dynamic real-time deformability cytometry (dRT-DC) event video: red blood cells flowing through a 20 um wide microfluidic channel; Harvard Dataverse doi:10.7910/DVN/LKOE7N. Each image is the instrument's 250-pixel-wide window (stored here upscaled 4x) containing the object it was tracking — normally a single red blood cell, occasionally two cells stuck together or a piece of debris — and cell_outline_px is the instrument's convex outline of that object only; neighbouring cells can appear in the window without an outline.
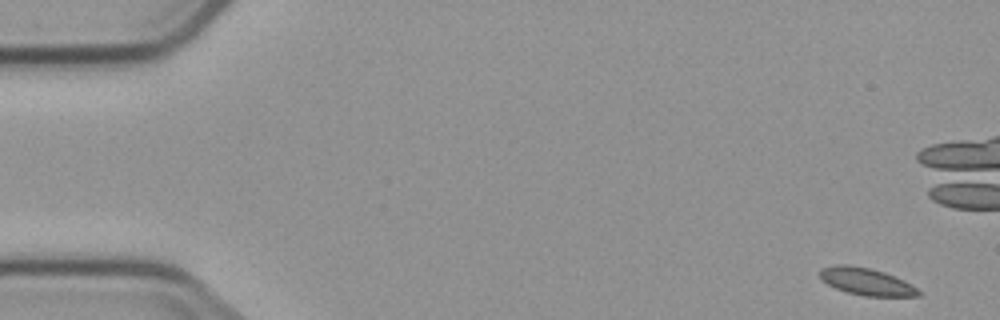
{"species": "common noctule bat (a hibernating species)", "species_latin": "Nyctalus noctula", "temperature_condition": "cold", "stored_images_in_passage": 6, "camera_frame_rate_fps": 3000, "um_per_image_px": 0.085, "animal": {"sex": "male", "body_mass_g": 23.1, "forearm_length_mm": 52.7}, "frame": {"image": 1, "passage_image": 1, "time_ms": 0.0, "image_size_px": [1000, 320], "cell_outline_px": [[924, 292], [920, 296], [864, 296], [848, 292], [836, 288], [820, 280], [820, 268], [840, 264], [844, 264], [868, 268], [884, 272], [904, 280]], "centroid_in_image_um": [73.67, 23.94], "position_along_channel_um": 11.3, "area_um2": 15.61}}